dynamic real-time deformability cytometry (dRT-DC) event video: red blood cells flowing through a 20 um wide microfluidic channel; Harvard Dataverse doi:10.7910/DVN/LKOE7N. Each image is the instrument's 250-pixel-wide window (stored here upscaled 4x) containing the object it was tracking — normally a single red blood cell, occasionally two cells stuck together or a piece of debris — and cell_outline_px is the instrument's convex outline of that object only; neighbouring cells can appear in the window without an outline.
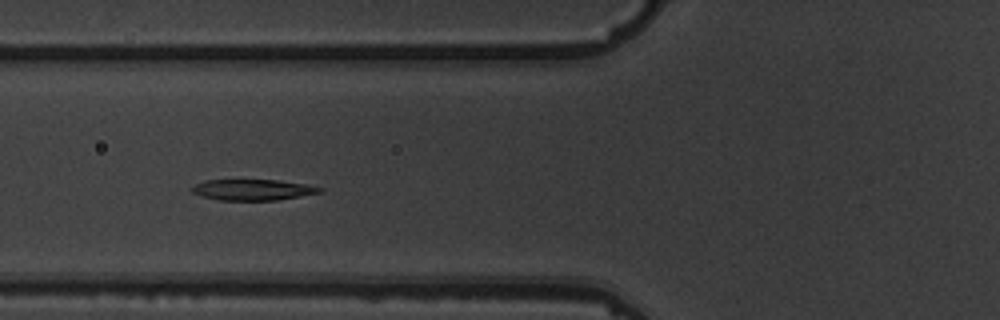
{"species": "common noctule bat (a hibernating species)", "species_latin": "Nyctalus noctula", "temperature_condition": "warm", "stored_images_in_passage": 6, "camera_frame_rate_fps": 3000, "um_per_image_px": 0.085, "animal": {"sex": "male", "body_mass_g": 19.5, "forearm_length_mm": 54.6}, "frame": {"image": 1, "passage_image": 5, "time_ms": 4.667, "image_size_px": [1000, 320], "cell_outline_px": [[324, 192], [276, 200], [220, 200], [204, 196], [192, 192], [192, 188], [196, 184], [204, 180], [276, 180], [304, 184], [320, 188]], "centroid_in_image_um": [21.48, 16.13], "position_along_channel_um": 104.3, "area_um2": 15.26}}
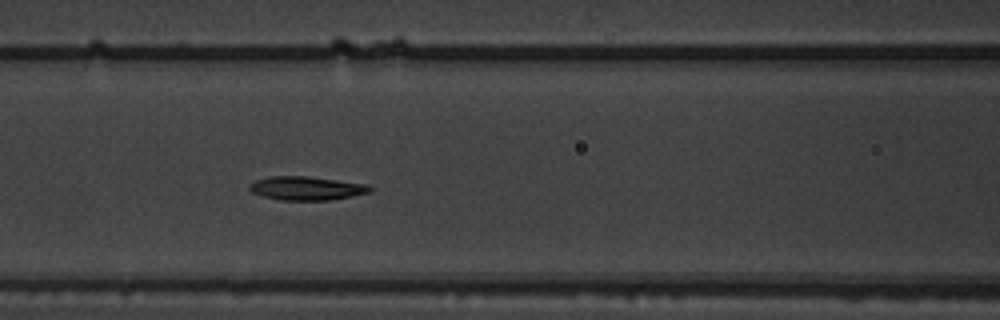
{"frame": {"image": 2, "passage_image": 6, "time_ms": 5.667, "image_size_px": [1000, 320], "cell_outline_px": [[376, 188], [372, 192], [352, 196], [328, 200], [280, 200], [264, 196], [252, 192], [248, 188], [248, 184], [256, 180], [268, 176], [308, 176], [368, 184]], "centroid_in_image_um": [26.09, 15.99], "position_along_channel_um": 140.5, "area_um2": 16.82}}